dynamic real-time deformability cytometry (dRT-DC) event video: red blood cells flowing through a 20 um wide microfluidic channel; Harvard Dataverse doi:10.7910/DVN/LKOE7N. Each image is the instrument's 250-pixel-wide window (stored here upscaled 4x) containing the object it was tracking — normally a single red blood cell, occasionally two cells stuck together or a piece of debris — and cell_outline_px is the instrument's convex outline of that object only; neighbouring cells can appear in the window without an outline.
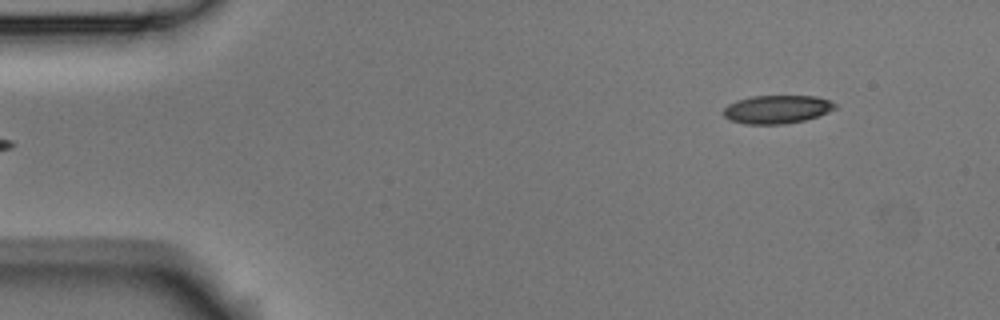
{"species": "Egyptian fruit bat (a non-hibernating species)", "species_latin": "Rousettus aegyptiacus", "temperature_condition": "room temperature", "stored_images_in_passage": 6, "camera_frame_rate_fps": 3000, "um_per_image_px": 0.085, "animal": {"sex": "male"}, "frame": {"image": 1, "passage_image": 6, "time_ms": 1.667, "image_size_px": [1000, 320], "cell_outline_px": [[836, 108], [828, 112], [804, 120], [784, 124], [744, 124], [732, 120], [724, 116], [724, 108], [728, 104], [736, 100], [752, 96], [816, 96], [828, 100], [836, 104]], "centroid_in_image_um": [66.03, 9.29], "position_along_channel_um": 19.0, "area_um2": 18.26}}